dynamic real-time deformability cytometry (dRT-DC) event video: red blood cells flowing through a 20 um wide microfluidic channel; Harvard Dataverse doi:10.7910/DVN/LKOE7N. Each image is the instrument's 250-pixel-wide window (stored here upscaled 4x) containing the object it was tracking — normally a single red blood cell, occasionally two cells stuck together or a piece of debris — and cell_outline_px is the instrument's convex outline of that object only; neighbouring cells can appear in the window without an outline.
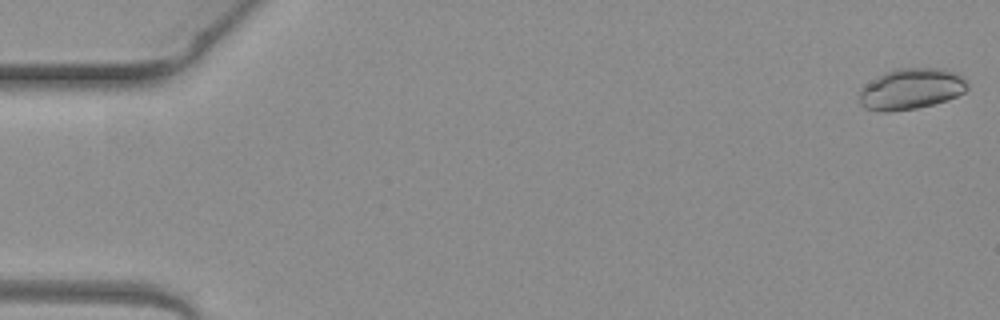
{"species": "common noctule bat (a hibernating species)", "species_latin": "Nyctalus noctula", "temperature_condition": "warm", "stored_images_in_passage": 4, "camera_frame_rate_fps": 3000, "um_per_image_px": 0.085, "animal": {"sex": "female", "body_mass_g": 19.3, "forearm_length_mm": 54.1}, "frame": {"image": 1, "passage_image": 1, "time_ms": 0.0, "image_size_px": [1000, 320], "cell_outline_px": [[968, 88], [964, 92], [948, 100], [916, 108], [888, 112], [880, 112], [864, 108], [856, 100], [860, 88], [864, 84], [876, 76], [884, 72], [896, 68], [944, 68], [956, 72], [964, 76], [968, 84]], "centroid_in_image_um": [77.4, 7.55], "position_along_channel_um": 7.6, "area_um2": 26.47}}